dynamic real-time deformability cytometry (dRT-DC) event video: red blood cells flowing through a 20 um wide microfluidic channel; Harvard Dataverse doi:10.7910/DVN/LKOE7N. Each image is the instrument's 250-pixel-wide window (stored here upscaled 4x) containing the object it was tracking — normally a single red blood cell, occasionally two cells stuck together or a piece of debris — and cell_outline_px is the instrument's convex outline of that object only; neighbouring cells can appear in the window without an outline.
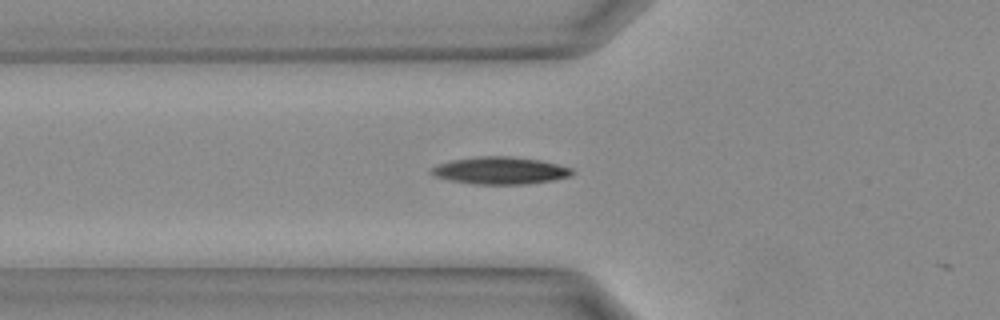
{"species": "Egyptian fruit bat (a non-hibernating species)", "species_latin": "Rousettus aegyptiacus", "temperature_condition": "warm", "stored_images_in_passage": 4, "camera_frame_rate_fps": 3000, "um_per_image_px": 0.085, "animal": {"sex": "female"}, "frame": {"image": 1, "passage_image": 3, "time_ms": 0.667, "image_size_px": [1000, 320], "cell_outline_px": [[572, 172], [568, 176], [552, 180], [524, 184], [476, 184], [452, 180], [436, 176], [432, 172], [432, 168], [440, 164], [452, 160], [480, 156], [508, 156], [540, 160], [572, 168]], "centroid_in_image_um": [42.53, 14.49], "position_along_channel_um": 83.3, "area_um2": 21.79}}